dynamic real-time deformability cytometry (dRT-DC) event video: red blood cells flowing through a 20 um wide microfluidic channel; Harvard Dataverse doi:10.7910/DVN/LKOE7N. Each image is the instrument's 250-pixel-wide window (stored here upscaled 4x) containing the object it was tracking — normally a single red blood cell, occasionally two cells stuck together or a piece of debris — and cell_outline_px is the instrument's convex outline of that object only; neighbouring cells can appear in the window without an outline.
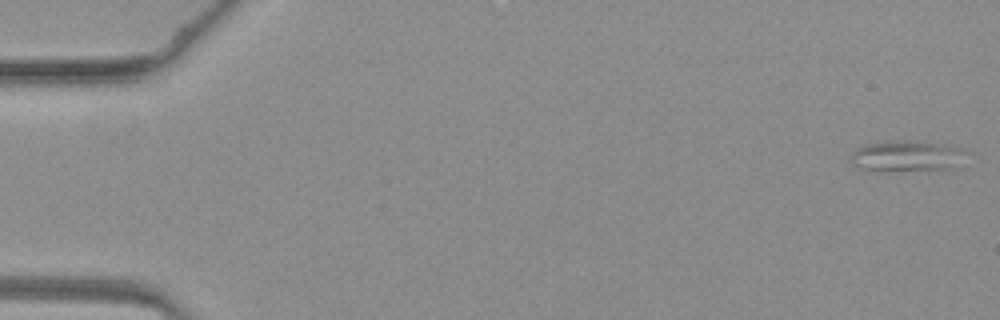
{"species": "common noctule bat (a hibernating species)", "species_latin": "Nyctalus noctula", "temperature_condition": "warm", "stored_images_in_passage": 47, "camera_frame_rate_fps": 3000, "um_per_image_px": 0.085, "animal": {"sex": "female", "body_mass_g": 19.3, "forearm_length_mm": 54.1}, "frame": {"image": 1, "passage_image": 1, "time_ms": 0.0, "image_size_px": [1000, 320], "cell_outline_px": [[960, 152], [952, 168], [888, 172], [872, 172], [852, 164], [852, 152], [856, 148], [864, 144], [896, 140], [924, 140], [944, 144], [960, 148]], "centroid_in_image_um": [76.9, 13.26], "position_along_channel_um": 8.1, "area_um2": 20.69}}
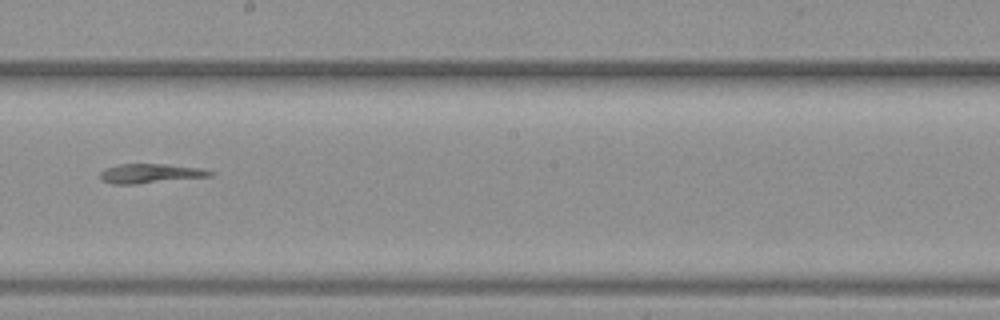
{"frame": {"image": 2, "passage_image": 27, "time_ms": 8.667, "image_size_px": [1000, 320], "cell_outline_px": [[216, 172], [212, 176], [136, 184], [112, 184], [100, 180], [100, 172], [104, 168], [116, 164], [164, 164], [200, 168]], "centroid_in_image_um": [12.74, 14.74], "position_along_channel_um": 235.5, "area_um2": 12.54}}
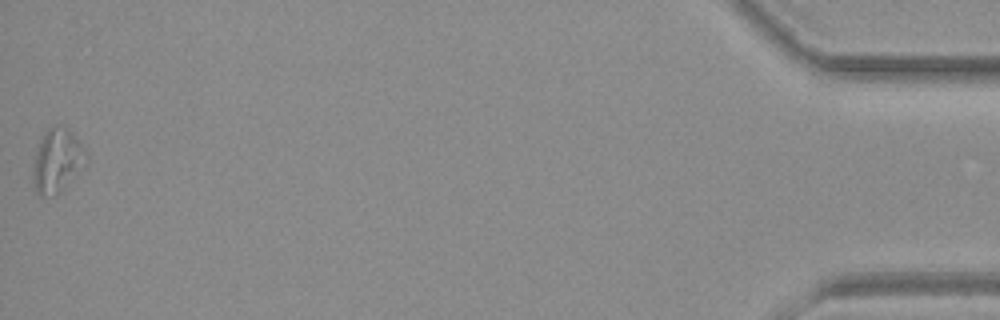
{"frame": {"image": 3, "passage_image": 47, "time_ms": 15.333, "image_size_px": [1000, 320], "cell_outline_px": [[88, 160], [64, 188], [56, 196], [40, 196], [32, 188], [32, 164], [40, 136], [48, 128], [56, 124], [64, 124], [72, 132], [88, 152]], "centroid_in_image_um": [4.83, 13.63], "position_along_channel_um": 430.4, "area_um2": 20.46}}